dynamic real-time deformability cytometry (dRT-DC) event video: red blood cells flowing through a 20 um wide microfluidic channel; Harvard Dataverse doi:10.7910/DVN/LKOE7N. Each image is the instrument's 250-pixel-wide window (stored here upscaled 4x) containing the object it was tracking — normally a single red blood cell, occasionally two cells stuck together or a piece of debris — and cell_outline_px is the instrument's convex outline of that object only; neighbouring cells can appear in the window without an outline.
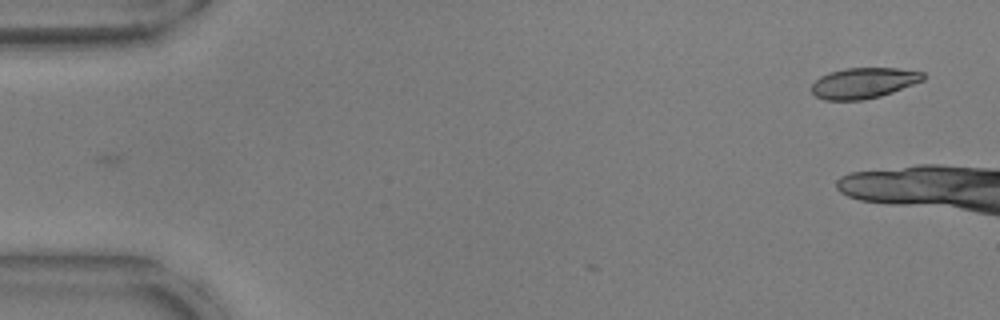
{"species": "common noctule bat (a hibernating species)", "species_latin": "Nyctalus noctula", "temperature_condition": "warm", "stored_images_in_passage": 6, "camera_frame_rate_fps": 3000, "um_per_image_px": 0.085, "animal": {"sex": "male", "body_mass_g": 17.9, "forearm_length_mm": 54.2}, "frame": {"image": 1, "passage_image": 1, "time_ms": 0.0, "image_size_px": [1000, 320], "cell_outline_px": [[928, 76], [924, 80], [892, 92], [880, 96], [864, 100], [824, 100], [816, 96], [812, 92], [812, 84], [820, 76], [828, 72], [844, 68], [896, 68], [924, 72]], "centroid_in_image_um": [73.42, 7.05], "position_along_channel_um": 11.6, "area_um2": 20.06}}